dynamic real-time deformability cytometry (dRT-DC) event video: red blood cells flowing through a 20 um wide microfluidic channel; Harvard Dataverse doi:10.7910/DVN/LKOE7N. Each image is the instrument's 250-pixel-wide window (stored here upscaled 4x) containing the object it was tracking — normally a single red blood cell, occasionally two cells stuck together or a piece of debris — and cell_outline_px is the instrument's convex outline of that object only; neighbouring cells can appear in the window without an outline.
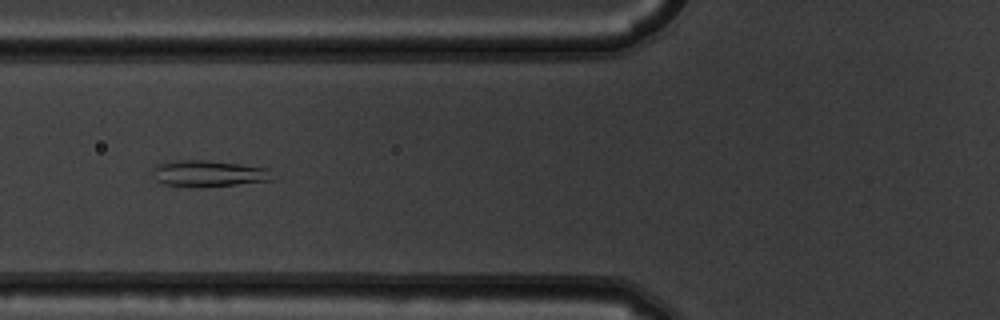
{"species": "common noctule bat (a hibernating species)", "species_latin": "Nyctalus noctula", "temperature_condition": "warm", "stored_images_in_passage": 9, "camera_frame_rate_fps": 3000, "um_per_image_px": 0.085, "animal": {"sex": "male", "body_mass_g": 19.5, "forearm_length_mm": 54.6}, "frame": {"image": 1, "passage_image": 7, "time_ms": 2.0, "image_size_px": [1000, 320], "cell_outline_px": [[272, 180], [236, 184], [188, 188], [164, 184], [156, 180], [152, 172], [152, 168], [160, 164], [180, 160], [204, 160], [240, 164], [268, 168]], "centroid_in_image_um": [17.67, 14.76], "position_along_channel_um": 108.1, "area_um2": 18.21}}